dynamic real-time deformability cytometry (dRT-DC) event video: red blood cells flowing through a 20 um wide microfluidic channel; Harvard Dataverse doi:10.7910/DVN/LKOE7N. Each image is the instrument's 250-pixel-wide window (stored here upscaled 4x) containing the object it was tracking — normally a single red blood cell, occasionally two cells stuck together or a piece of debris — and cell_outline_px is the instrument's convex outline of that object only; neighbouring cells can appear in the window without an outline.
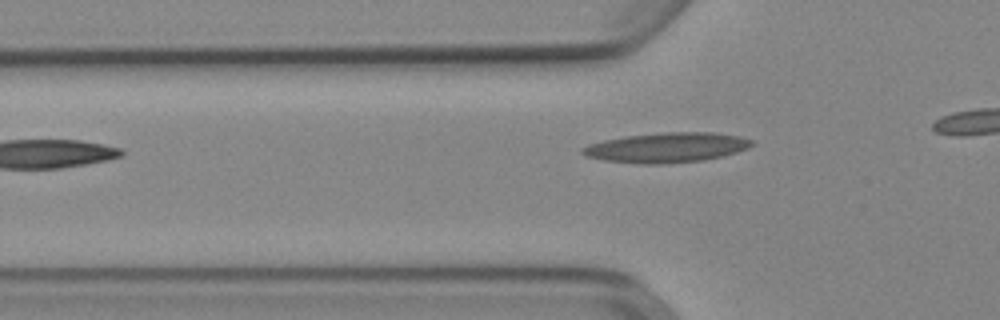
{"species": "Egyptian fruit bat (a non-hibernating species)", "species_latin": "Rousettus aegyptiacus", "temperature_condition": "cold", "stored_images_in_passage": 9, "camera_frame_rate_fps": 3000, "um_per_image_px": 0.085, "animal": {"sex": "female"}, "frame": {"image": 1, "passage_image": 3, "time_ms": 0.667, "image_size_px": [1000, 320], "cell_outline_px": [[756, 144], [748, 148], [736, 152], [704, 160], [664, 164], [640, 164], [604, 160], [584, 156], [580, 152], [580, 148], [588, 144], [604, 140], [628, 136], [664, 132], [712, 132], [740, 136], [752, 140]], "centroid_in_image_um": [56.65, 12.54], "position_along_channel_um": 69.1, "area_um2": 29.59}}
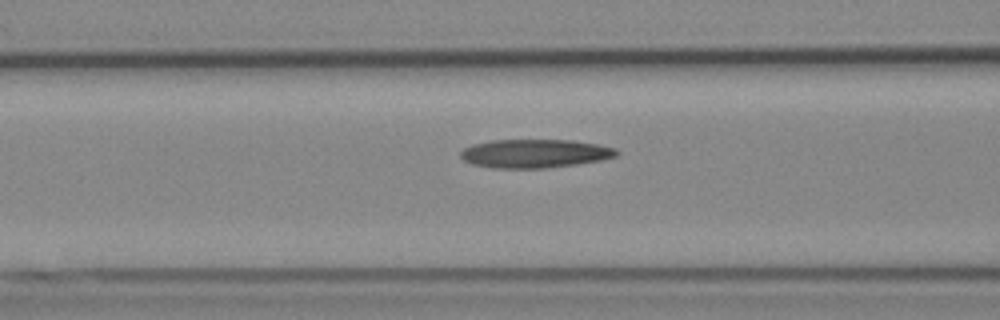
{"frame": {"image": 2, "passage_image": 7, "time_ms": 2.0, "image_size_px": [1000, 320], "cell_outline_px": [[620, 152], [616, 156], [600, 160], [576, 164], [544, 168], [492, 168], [472, 164], [464, 160], [460, 156], [460, 152], [464, 148], [472, 144], [492, 140], [572, 140], [596, 144], [616, 148]], "centroid_in_image_um": [45.44, 13.04], "position_along_channel_um": 121.2, "area_um2": 25.95}}